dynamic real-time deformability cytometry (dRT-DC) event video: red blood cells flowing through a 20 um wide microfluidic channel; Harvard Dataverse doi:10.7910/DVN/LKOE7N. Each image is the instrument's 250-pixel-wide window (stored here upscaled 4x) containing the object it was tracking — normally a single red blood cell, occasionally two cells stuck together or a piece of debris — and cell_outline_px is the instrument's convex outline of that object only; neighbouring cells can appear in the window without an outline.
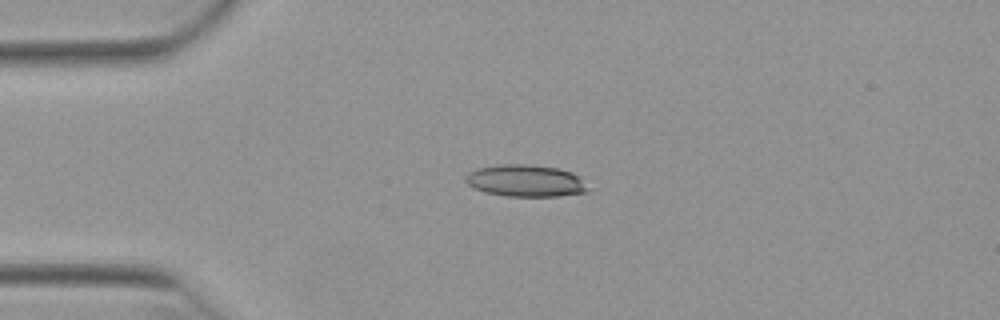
{"species": "Egyptian fruit bat (a non-hibernating species)", "species_latin": "Rousettus aegyptiacus", "temperature_condition": "warm", "stored_images_in_passage": 40, "camera_frame_rate_fps": 3000, "um_per_image_px": 0.085, "animal": {"sex": "female"}, "frame": {"image": 1, "passage_image": 1, "time_ms": 0.0, "image_size_px": [1000, 320], "cell_outline_px": [[588, 192], [560, 196], [504, 196], [484, 192], [472, 188], [464, 180], [464, 176], [468, 172], [480, 168], [500, 164], [524, 164], [560, 168], [572, 172], [588, 188]], "centroid_in_image_um": [44.62, 15.37], "position_along_channel_um": 40.4, "area_um2": 22.77}}
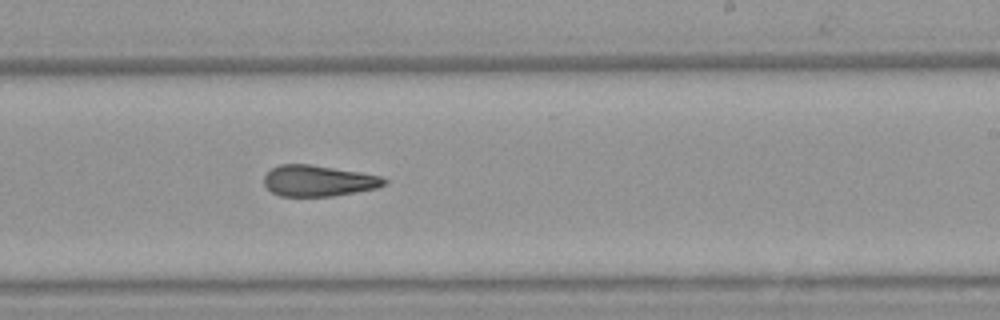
{"frame": {"image": 2, "passage_image": 20, "time_ms": 6.333, "image_size_px": [1000, 320], "cell_outline_px": [[388, 184], [376, 188], [356, 192], [332, 196], [280, 196], [272, 192], [264, 184], [264, 176], [272, 168], [280, 164], [312, 164], [360, 172], [380, 176], [388, 180]], "centroid_in_image_um": [27.08, 15.36], "position_along_channel_um": 261.9, "area_um2": 21.79}}
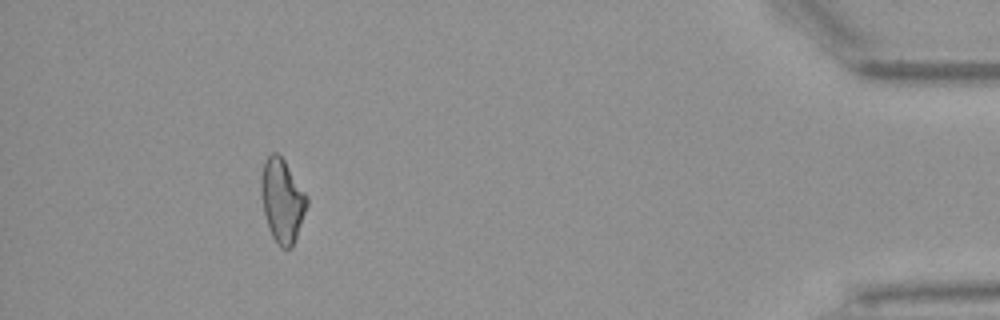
{"frame": {"image": 3, "passage_image": 36, "time_ms": 11.667, "image_size_px": [1000, 320], "cell_outline_px": [[308, 204], [292, 248], [280, 248], [272, 236], [264, 212], [260, 196], [260, 180], [264, 160], [272, 152], [276, 152], [284, 160], [308, 196]], "centroid_in_image_um": [23.97, 17.03], "position_along_channel_um": 411.2, "area_um2": 22.25}, "authors_computed_cell_mechanics": {"area_um2": 22.5709, "velocity_mm_per_s": 3.9468, "shape_relaxation_time_tau1_ms": null, "shape_relaxation_time_tau2_ms": 4.2847, "deformation_change_tau1": null, "deformation_change_tau2": 0.1494}}